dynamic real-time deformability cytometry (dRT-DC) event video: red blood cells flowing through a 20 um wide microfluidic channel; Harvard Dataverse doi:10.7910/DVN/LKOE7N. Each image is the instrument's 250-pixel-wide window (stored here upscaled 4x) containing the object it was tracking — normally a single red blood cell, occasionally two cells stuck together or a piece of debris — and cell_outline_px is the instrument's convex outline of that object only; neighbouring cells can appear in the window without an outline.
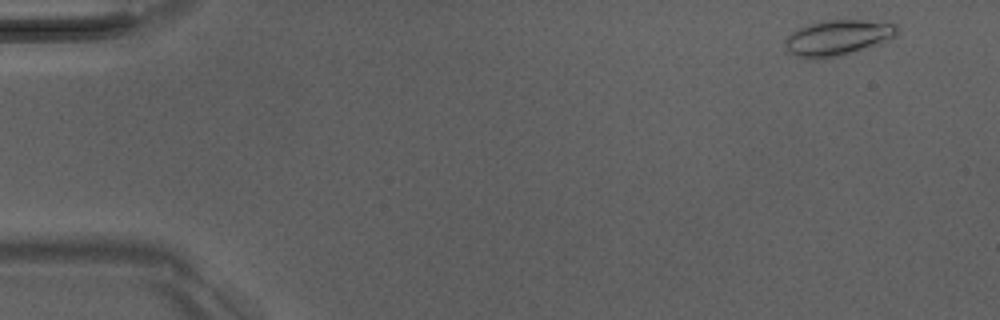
{"species": "Egyptian fruit bat (a non-hibernating species)", "species_latin": "Rousettus aegyptiacus", "temperature_condition": "room temperature", "stored_images_in_passage": 51, "camera_frame_rate_fps": 3000, "um_per_image_px": 0.085, "animal": {"sex": "male"}, "frame": {"image": 1, "passage_image": 3, "time_ms": 0.667, "image_size_px": [1000, 320], "cell_outline_px": [[900, 28], [896, 36], [836, 56], [816, 60], [808, 60], [796, 56], [788, 52], [784, 48], [784, 40], [796, 28], [820, 20], [864, 20], [896, 24]], "centroid_in_image_um": [71.09, 3.19], "position_along_channel_um": 13.9, "area_um2": 23.0}}
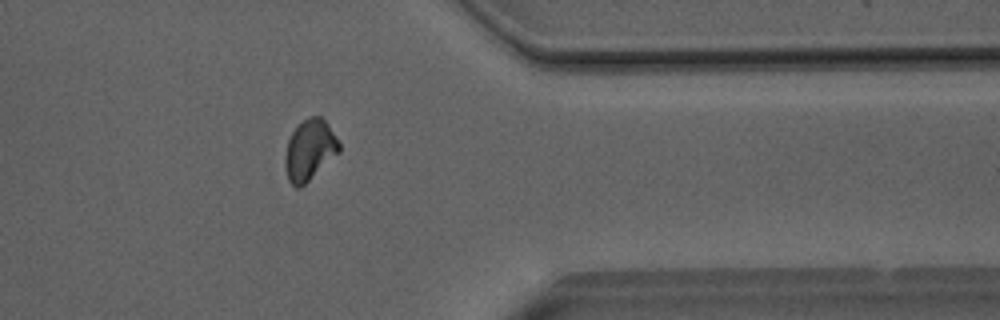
{"frame": {"image": 2, "passage_image": 41, "time_ms": 13.333, "image_size_px": [1000, 320], "cell_outline_px": [[340, 152], [300, 188], [296, 188], [288, 180], [284, 164], [284, 156], [288, 140], [292, 132], [308, 116], [320, 116], [328, 124], [340, 144]], "centroid_in_image_um": [26.31, 12.76], "position_along_channel_um": 385.1, "area_um2": 19.02}}
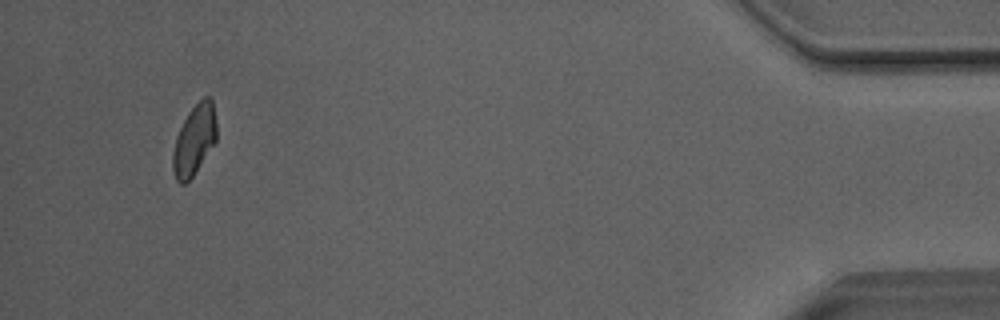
{"frame": {"image": 3, "passage_image": 48, "time_ms": 15.667, "image_size_px": [1000, 320], "cell_outline_px": [[216, 140], [192, 176], [184, 184], [180, 184], [176, 180], [172, 168], [172, 152], [176, 136], [188, 112], [204, 96], [212, 96], [216, 120]], "centroid_in_image_um": [16.5, 11.87], "position_along_channel_um": 418.7, "area_um2": 17.8}, "authors_computed_cell_mechanics": {"area_um2": 19.0162, "velocity_mm_per_s": 4.0426, "shape_relaxation_time_tau1_ms": 5.6095, "shape_relaxation_time_tau2_ms": 2.2833, "deformation_change_tau1": 0.1531, "deformation_change_tau2": 0.0701}}